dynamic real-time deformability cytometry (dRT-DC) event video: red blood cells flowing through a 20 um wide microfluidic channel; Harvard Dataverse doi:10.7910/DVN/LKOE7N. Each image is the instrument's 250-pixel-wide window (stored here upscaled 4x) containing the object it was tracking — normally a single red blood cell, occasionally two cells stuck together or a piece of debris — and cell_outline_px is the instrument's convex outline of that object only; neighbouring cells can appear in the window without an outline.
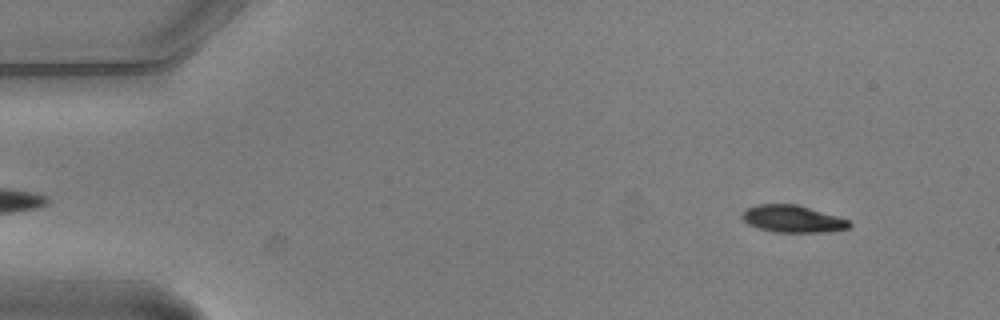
{"species": "common noctule bat (a hibernating species)", "species_latin": "Nyctalus noctula", "temperature_condition": "warm", "stored_images_in_passage": 3, "segment_of_instrument_passage": [2, 2], "camera_frame_rate_fps": 3000, "um_per_image_px": 0.085, "animal": {"sex": "male", "body_mass_g": 20.5, "forearm_length_mm": 52.5}, "frame": {"image": 1, "passage_image": 3, "time_ms": 0.667, "image_size_px": [1000, 320], "cell_outline_px": [[852, 224], [848, 228], [828, 232], [772, 232], [748, 224], [740, 216], [744, 208], [756, 204], [796, 204], [836, 216], [848, 220]], "centroid_in_image_um": [67.32, 18.6], "position_along_channel_um": 17.7, "area_um2": 16.94}}